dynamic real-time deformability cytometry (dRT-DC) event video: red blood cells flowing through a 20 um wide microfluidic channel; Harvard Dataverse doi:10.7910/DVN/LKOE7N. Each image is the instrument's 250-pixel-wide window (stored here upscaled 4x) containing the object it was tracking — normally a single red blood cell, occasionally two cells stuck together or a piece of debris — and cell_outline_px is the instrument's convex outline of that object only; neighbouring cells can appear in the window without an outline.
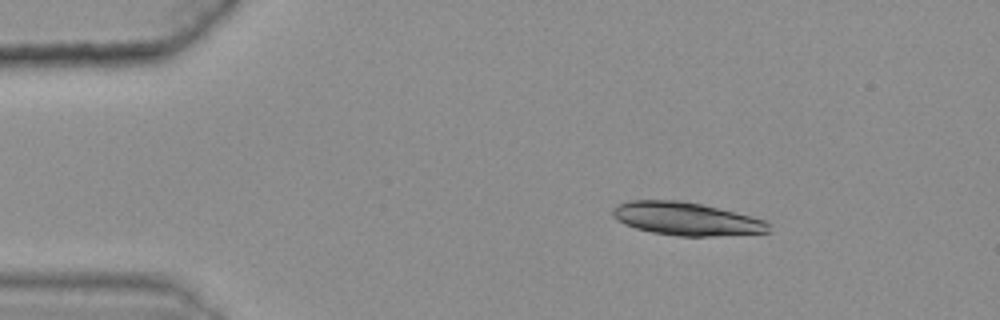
{"species": "common noctule bat (a hibernating species)", "species_latin": "Nyctalus noctula", "temperature_condition": "warm", "stored_images_in_passage": 40, "segment_of_instrument_passage": [1, 2], "camera_frame_rate_fps": 3000, "um_per_image_px": 0.085, "animal": {"sex": "female", "body_mass_g": 25.1}, "frame": {"image": 1, "passage_image": 1, "time_ms": 0.0, "image_size_px": [1000, 320], "cell_outline_px": [[772, 224], [768, 232], [712, 236], [676, 236], [652, 232], [636, 228], [624, 224], [612, 216], [612, 208], [616, 204], [628, 200], [680, 200], [700, 204], [764, 220]], "centroid_in_image_um": [58.27, 18.6], "position_along_channel_um": 26.7, "area_um2": 29.82}}